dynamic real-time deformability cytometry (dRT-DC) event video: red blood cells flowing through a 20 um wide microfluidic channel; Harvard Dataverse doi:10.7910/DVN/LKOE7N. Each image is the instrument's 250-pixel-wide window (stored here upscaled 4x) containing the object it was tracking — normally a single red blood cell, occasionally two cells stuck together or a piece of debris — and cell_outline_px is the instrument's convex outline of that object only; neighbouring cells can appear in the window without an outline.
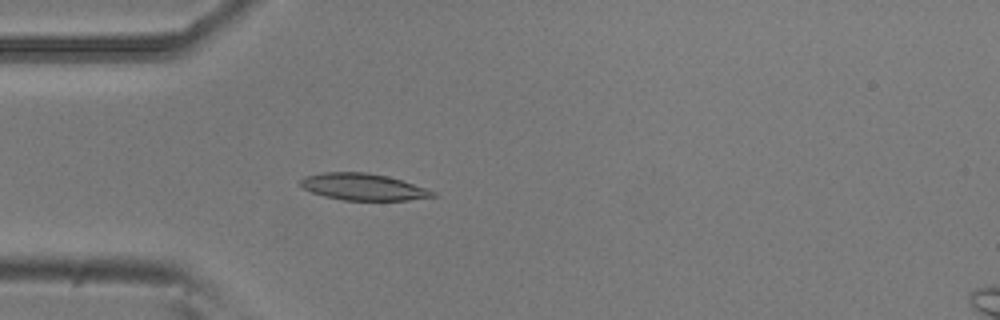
{"species": "common noctule bat (a hibernating species)", "species_latin": "Nyctalus noctula", "temperature_condition": "room temperature", "stored_images_in_passage": 41, "camera_frame_rate_fps": 3000, "um_per_image_px": 0.085, "animal": {"sex": "male", "body_mass_g": 20.5, "forearm_length_mm": 52.5}, "frame": {"image": 1, "passage_image": 3, "time_ms": 0.667, "image_size_px": [1000, 320], "cell_outline_px": [[440, 196], [408, 200], [344, 200], [324, 196], [300, 188], [300, 180], [304, 176], [324, 172], [368, 172], [388, 176], [436, 192]], "centroid_in_image_um": [30.84, 15.88], "position_along_channel_um": 54.2, "area_um2": 20.63}}
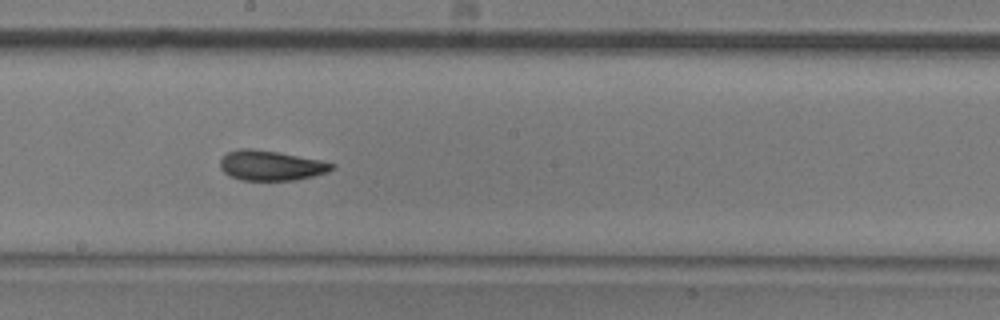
{"frame": {"image": 2, "passage_image": 17, "time_ms": 5.333, "image_size_px": [1000, 320], "cell_outline_px": [[336, 168], [328, 172], [296, 180], [240, 180], [228, 176], [220, 168], [220, 160], [228, 152], [240, 148], [252, 148], [280, 152], [320, 160], [336, 164]], "centroid_in_image_um": [23.03, 14.06], "position_along_channel_um": 225.2, "area_um2": 19.71}}
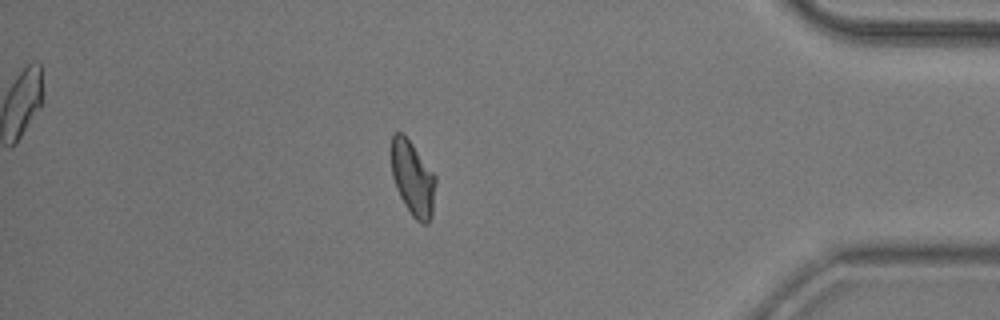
{"frame": {"image": 3, "passage_image": 34, "time_ms": 11.0, "image_size_px": [1000, 320], "cell_outline_px": [[436, 180], [432, 216], [428, 224], [420, 224], [412, 216], [404, 204], [396, 188], [392, 176], [392, 136], [396, 132], [400, 132], [412, 144], [436, 176]], "centroid_in_image_um": [35.1, 15.23], "position_along_channel_um": 400.1, "area_um2": 19.07}, "authors_computed_cell_mechanics": {"area_um2": 19.5364, "velocity_mm_per_s": 3.7716, "shape_relaxation_time_tau1_ms": 5.3218, "shape_relaxation_time_tau2_ms": 1.8452, "deformation_change_tau1": 0.1663, "deformation_change_tau2": 0.0825}}